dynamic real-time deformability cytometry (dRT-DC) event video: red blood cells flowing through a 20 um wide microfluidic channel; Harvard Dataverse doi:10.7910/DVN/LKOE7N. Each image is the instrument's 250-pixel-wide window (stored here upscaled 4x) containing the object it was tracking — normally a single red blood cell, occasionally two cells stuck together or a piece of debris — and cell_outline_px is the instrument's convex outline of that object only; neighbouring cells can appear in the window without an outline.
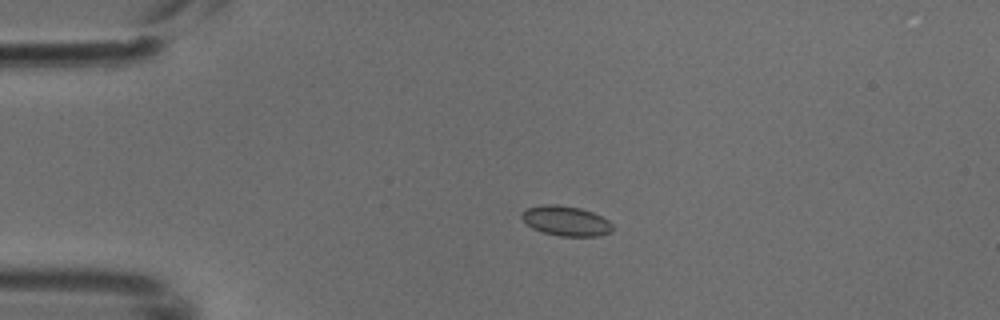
{"species": "common noctule bat (a hibernating species)", "species_latin": "Nyctalus noctula", "temperature_condition": "cold", "stored_images_in_passage": 5, "camera_frame_rate_fps": 3000, "um_per_image_px": 0.085, "animal": {"sex": "male", "body_mass_g": 18.8}, "frame": {"image": 1, "passage_image": 4, "time_ms": 1.0, "image_size_px": [1000, 320], "cell_outline_px": [[612, 232], [600, 236], [560, 236], [544, 232], [532, 228], [520, 216], [520, 212], [528, 208], [544, 204], [556, 204], [580, 208], [592, 212], [608, 220], [612, 224]], "centroid_in_image_um": [48.11, 18.77], "position_along_channel_um": 36.9, "area_um2": 15.78}}